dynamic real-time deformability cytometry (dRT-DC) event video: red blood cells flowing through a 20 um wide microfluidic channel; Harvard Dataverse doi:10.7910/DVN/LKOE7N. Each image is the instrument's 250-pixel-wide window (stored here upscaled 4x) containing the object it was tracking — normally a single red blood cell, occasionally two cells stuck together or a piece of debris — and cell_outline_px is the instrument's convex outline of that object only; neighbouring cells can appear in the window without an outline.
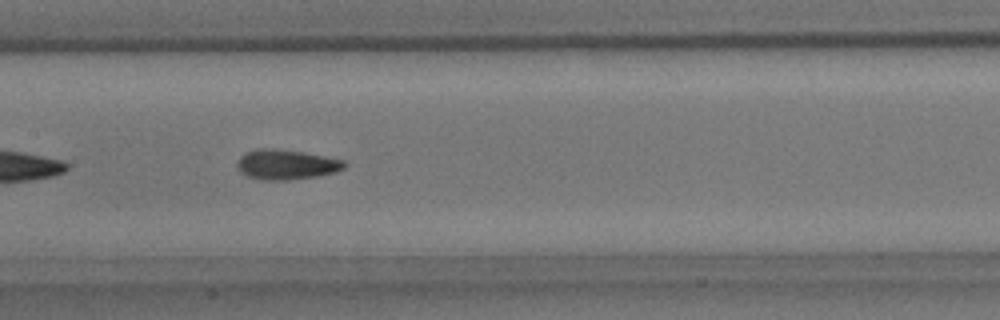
{"species": "common noctule bat (a hibernating species)", "species_latin": "Nyctalus noctula", "temperature_condition": "room temperature", "stored_images_in_passage": 18, "camera_frame_rate_fps": 3000, "um_per_image_px": 0.085, "animal": {"sex": "male", "body_mass_g": 15.6}, "frame": {"image": 1, "passage_image": 11, "time_ms": 3.333, "image_size_px": [1000, 320], "cell_outline_px": [[348, 164], [344, 168], [336, 172], [316, 176], [288, 180], [264, 180], [248, 176], [240, 172], [236, 164], [236, 160], [244, 152], [256, 148], [272, 148], [304, 152], [344, 160]], "centroid_in_image_um": [24.31, 13.97], "position_along_channel_um": 183.1, "area_um2": 18.9}}